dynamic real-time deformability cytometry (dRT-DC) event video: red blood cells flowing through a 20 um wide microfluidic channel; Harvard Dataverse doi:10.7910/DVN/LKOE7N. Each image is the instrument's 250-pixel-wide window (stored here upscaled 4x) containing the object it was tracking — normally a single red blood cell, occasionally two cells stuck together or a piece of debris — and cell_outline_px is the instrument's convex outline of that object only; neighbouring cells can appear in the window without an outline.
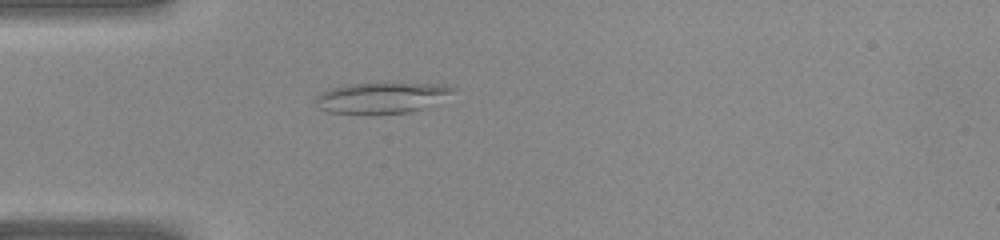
{"species": "common noctule bat (a hibernating species)", "species_latin": "Nyctalus noctula", "temperature_condition": "warm", "stored_images_in_passage": 30, "camera_frame_rate_fps": 3000, "um_per_image_px": 0.085, "animal": {"sex": "female", "body_mass_g": 22.0, "forearm_length_mm": 56.7}, "frame": {"image": 1, "passage_image": 1, "time_ms": 0.0, "image_size_px": [1000, 240], "cell_outline_px": [[460, 88], [420, 108], [408, 112], [376, 116], [368, 116], [328, 112], [320, 108], [316, 104], [316, 96], [320, 92], [332, 88], [352, 84], [448, 84]], "centroid_in_image_um": [32.35, 8.35], "position_along_channel_um": 52.7, "area_um2": 24.62}}
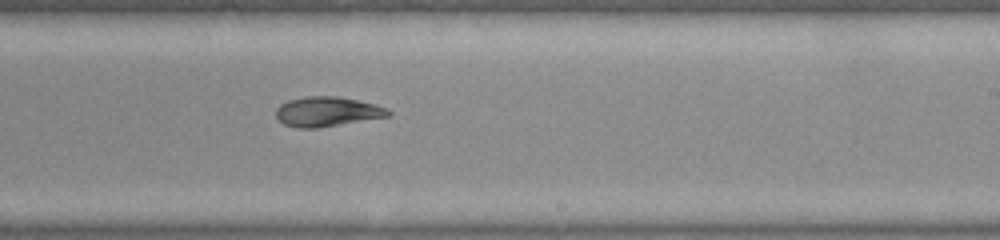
{"frame": {"image": 2, "passage_image": 14, "time_ms": 4.333, "image_size_px": [1000, 240], "cell_outline_px": [[392, 112], [388, 116], [320, 128], [296, 128], [284, 124], [276, 116], [276, 108], [280, 104], [288, 100], [304, 96], [336, 96], [376, 104]], "centroid_in_image_um": [27.77, 9.49], "position_along_channel_um": 261.2, "area_um2": 19.42}}
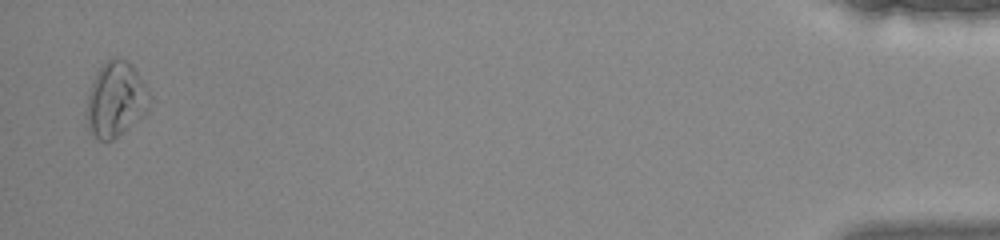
{"frame": {"image": 3, "passage_image": 29, "time_ms": 9.333, "image_size_px": [1000, 240], "cell_outline_px": [[152, 100], [148, 108], [140, 116], [112, 140], [100, 140], [88, 128], [84, 116], [84, 112], [92, 80], [96, 72], [112, 56], [116, 56], [128, 60], [132, 64], [152, 96]], "centroid_in_image_um": [9.81, 8.4], "position_along_channel_um": 425.4, "area_um2": 27.51}}